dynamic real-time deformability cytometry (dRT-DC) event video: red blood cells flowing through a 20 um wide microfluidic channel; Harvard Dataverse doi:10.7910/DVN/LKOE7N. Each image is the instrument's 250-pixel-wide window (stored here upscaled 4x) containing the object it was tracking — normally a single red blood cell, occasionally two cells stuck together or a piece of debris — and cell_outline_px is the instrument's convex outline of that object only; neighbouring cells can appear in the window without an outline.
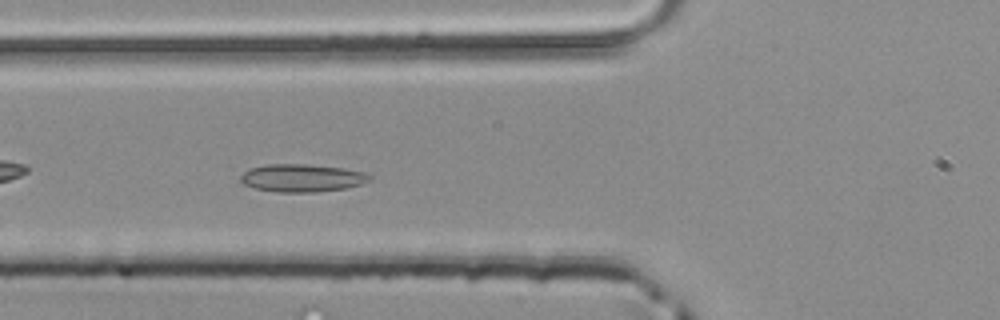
{"species": "common noctule bat (a hibernating species)", "species_latin": "Nyctalus noctula", "temperature_condition": "room temperature", "stored_images_in_passage": 32, "camera_frame_rate_fps": 3000, "um_per_image_px": 0.085, "animal": {"sex": "male", "body_mass_g": 20.4}, "frame": {"image": 1, "passage_image": 5, "time_ms": 1.333, "image_size_px": [1000, 320], "cell_outline_px": [[372, 180], [360, 184], [344, 188], [316, 192], [276, 192], [256, 188], [244, 184], [240, 180], [240, 176], [244, 172], [252, 168], [268, 164], [304, 164], [344, 168], [364, 172], [372, 176]], "centroid_in_image_um": [25.69, 15.13], "position_along_channel_um": 100.1, "area_um2": 20.75}}
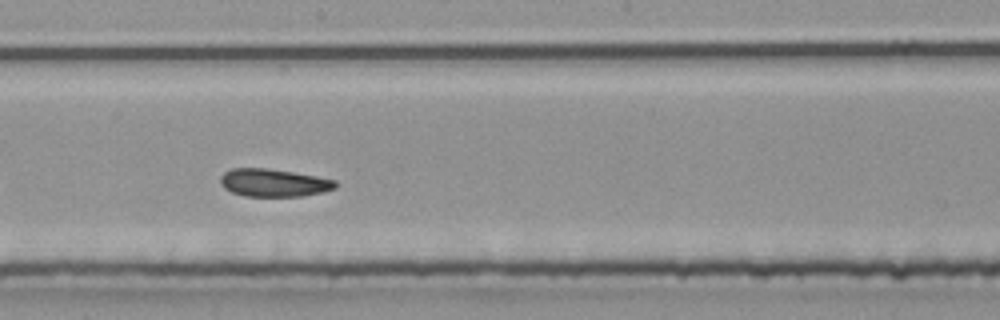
{"frame": {"image": 2, "passage_image": 14, "time_ms": 4.333, "image_size_px": [1000, 320], "cell_outline_px": [[336, 188], [324, 192], [300, 196], [244, 196], [232, 192], [224, 188], [220, 184], [220, 176], [224, 172], [232, 168], [268, 168], [316, 176], [336, 180]], "centroid_in_image_um": [23.24, 15.53], "position_along_channel_um": 225.0, "area_um2": 18.67}}